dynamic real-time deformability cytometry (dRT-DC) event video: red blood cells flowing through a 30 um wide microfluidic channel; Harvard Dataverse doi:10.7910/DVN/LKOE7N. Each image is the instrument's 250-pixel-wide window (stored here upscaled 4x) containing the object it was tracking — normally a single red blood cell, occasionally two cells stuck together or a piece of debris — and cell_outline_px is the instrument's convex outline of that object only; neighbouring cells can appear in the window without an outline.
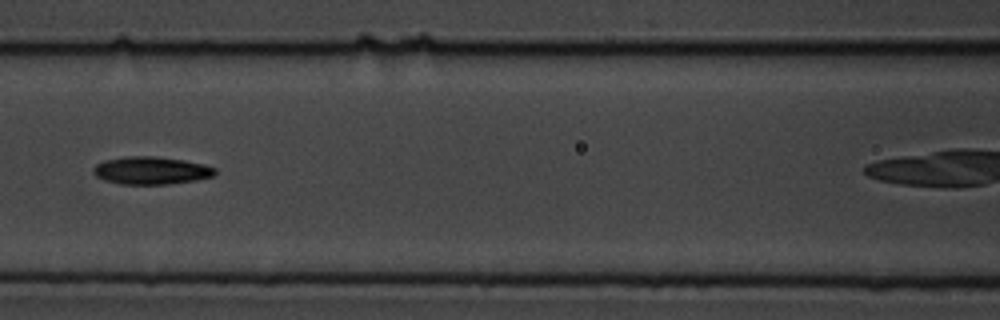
{"species": "common noctule bat (a hibernating species)", "species_latin": "Nyctalus noctula", "temperature_condition": "cold", "stored_images_in_passage": 10, "camera_frame_rate_fps": 3000, "um_per_image_px": 0.085, "animal": {"sex": "male", "body_mass_g": 19.5, "forearm_length_mm": 54.6}, "frame": {"image": 1, "passage_image": 6, "time_ms": 6.667, "image_size_px": [1000, 320], "cell_outline_px": [[216, 176], [196, 180], [168, 184], [120, 184], [104, 180], [96, 176], [92, 172], [92, 168], [96, 164], [104, 160], [124, 156], [152, 156], [184, 160], [204, 164], [216, 168]], "centroid_in_image_um": [12.84, 14.49], "position_along_channel_um": 153.8, "area_um2": 19.83}}